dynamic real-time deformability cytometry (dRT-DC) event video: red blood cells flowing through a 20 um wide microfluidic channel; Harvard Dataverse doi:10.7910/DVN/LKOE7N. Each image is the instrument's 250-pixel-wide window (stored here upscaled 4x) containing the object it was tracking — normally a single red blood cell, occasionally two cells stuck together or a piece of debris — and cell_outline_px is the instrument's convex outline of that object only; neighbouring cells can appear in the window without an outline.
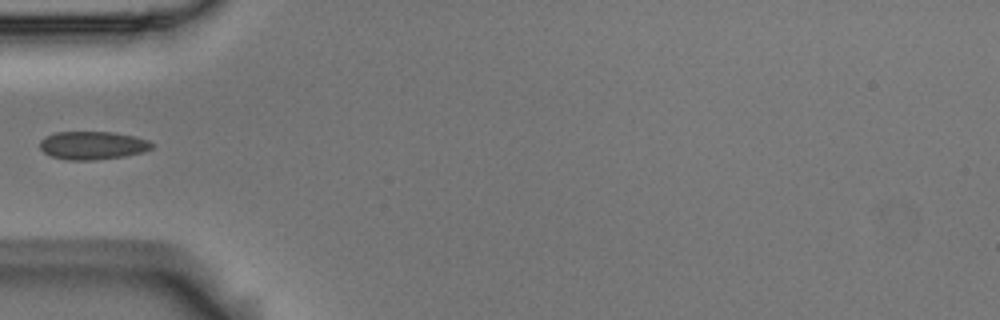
{"species": "Egyptian fruit bat (a non-hibernating species)", "species_latin": "Rousettus aegyptiacus", "temperature_condition": "room temperature", "stored_images_in_passage": 6, "camera_frame_rate_fps": 3000, "um_per_image_px": 0.085, "animal": {"sex": "male"}, "frame": {"image": 1, "passage_image": 6, "time_ms": 1.667, "image_size_px": [1000, 320], "cell_outline_px": [[156, 144], [152, 148], [144, 152], [124, 156], [92, 160], [68, 160], [52, 156], [44, 152], [40, 148], [40, 140], [44, 136], [56, 132], [112, 132], [136, 136], [148, 140]], "centroid_in_image_um": [7.9, 12.35], "position_along_channel_um": 77.1, "area_um2": 18.5}}